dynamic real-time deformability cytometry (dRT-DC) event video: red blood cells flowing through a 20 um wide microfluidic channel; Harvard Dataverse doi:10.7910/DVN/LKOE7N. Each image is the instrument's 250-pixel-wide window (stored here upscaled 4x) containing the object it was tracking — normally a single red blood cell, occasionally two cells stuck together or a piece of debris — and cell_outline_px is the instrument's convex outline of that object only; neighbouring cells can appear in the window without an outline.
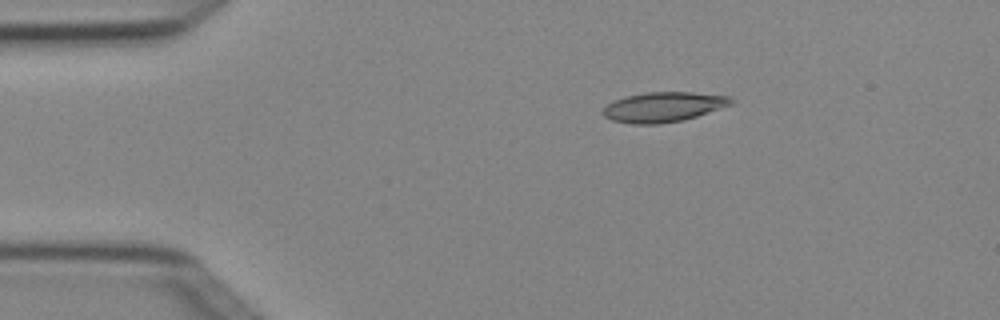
{"species": "Egyptian fruit bat (a non-hibernating species)", "species_latin": "Rousettus aegyptiacus", "temperature_condition": "cold", "stored_images_in_passage": 4, "camera_frame_rate_fps": 3000, "um_per_image_px": 0.085, "animal": {"sex": "female"}, "frame": {"image": 1, "passage_image": 3, "time_ms": 0.667, "image_size_px": [1000, 320], "cell_outline_px": [[736, 100], [732, 104], [684, 120], [660, 124], [632, 124], [612, 120], [604, 116], [600, 112], [608, 104], [616, 100], [628, 96], [644, 92], [692, 92], [732, 96]], "centroid_in_image_um": [56.42, 9.09], "position_along_channel_um": 28.6, "area_um2": 22.37}}